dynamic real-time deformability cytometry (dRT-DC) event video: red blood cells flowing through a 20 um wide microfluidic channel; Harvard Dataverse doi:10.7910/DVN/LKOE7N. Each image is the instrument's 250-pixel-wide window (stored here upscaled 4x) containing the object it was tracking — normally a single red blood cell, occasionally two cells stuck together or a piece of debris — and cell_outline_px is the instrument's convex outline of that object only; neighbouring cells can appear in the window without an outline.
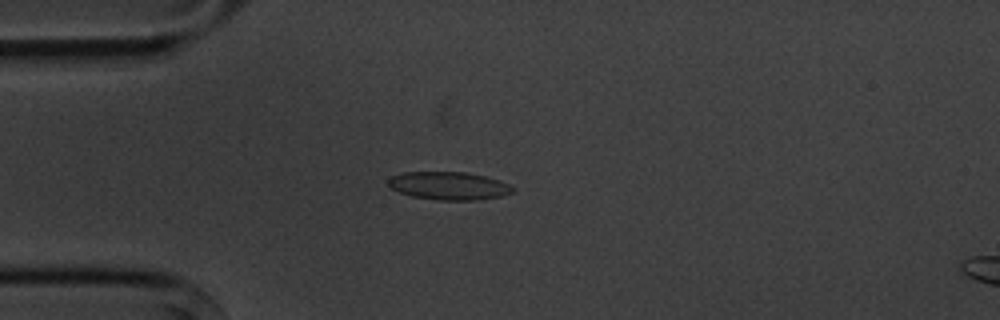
{"species": "common noctule bat (a hibernating species)", "species_latin": "Nyctalus noctula", "temperature_condition": "cold", "stored_images_in_passage": 3, "camera_frame_rate_fps": 3000, "um_per_image_px": 0.085, "animal": {"sex": "male", "body_mass_g": 20.1, "forearm_length_mm": 53.5}, "frame": {"image": 1, "passage_image": 3, "time_ms": 3.0, "image_size_px": [1000, 320], "cell_outline_px": [[516, 188], [512, 192], [504, 196], [476, 200], [436, 200], [412, 196], [400, 192], [392, 188], [388, 184], [388, 180], [392, 176], [404, 172], [468, 172], [484, 176], [508, 184]], "centroid_in_image_um": [38.17, 15.8], "position_along_channel_um": 46.8, "area_um2": 20.23}}